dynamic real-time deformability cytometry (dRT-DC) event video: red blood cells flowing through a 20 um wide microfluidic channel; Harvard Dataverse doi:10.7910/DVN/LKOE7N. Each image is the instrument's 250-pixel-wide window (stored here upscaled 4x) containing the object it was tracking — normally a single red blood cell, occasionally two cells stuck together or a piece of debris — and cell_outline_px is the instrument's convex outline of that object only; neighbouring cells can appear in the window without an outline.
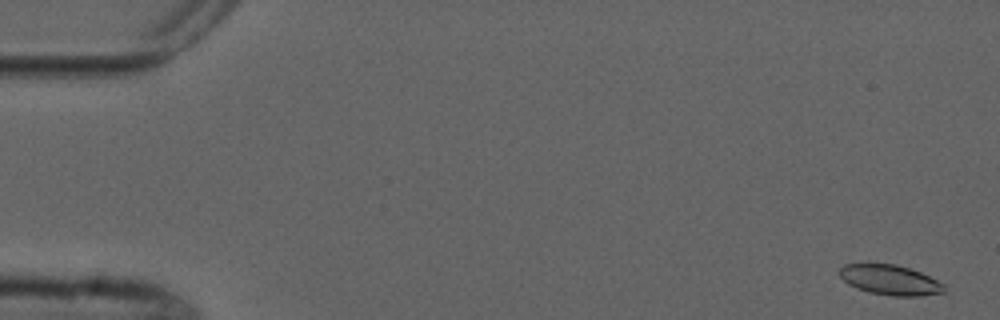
{"species": "common noctule bat (a hibernating species)", "species_latin": "Nyctalus noctula", "temperature_condition": "cold", "stored_images_in_passage": 5, "camera_frame_rate_fps": 3000, "um_per_image_px": 0.085, "animal": {"sex": "male", "forearm_length_mm": 52.5}, "frame": {"image": 1, "passage_image": 1, "time_ms": 0.0, "image_size_px": [1000, 320], "cell_outline_px": [[944, 292], [920, 296], [892, 296], [868, 292], [856, 288], [848, 284], [840, 276], [840, 268], [844, 264], [896, 264], [920, 272], [944, 284]], "centroid_in_image_um": [75.64, 23.8], "position_along_channel_um": 9.4, "area_um2": 18.15}}
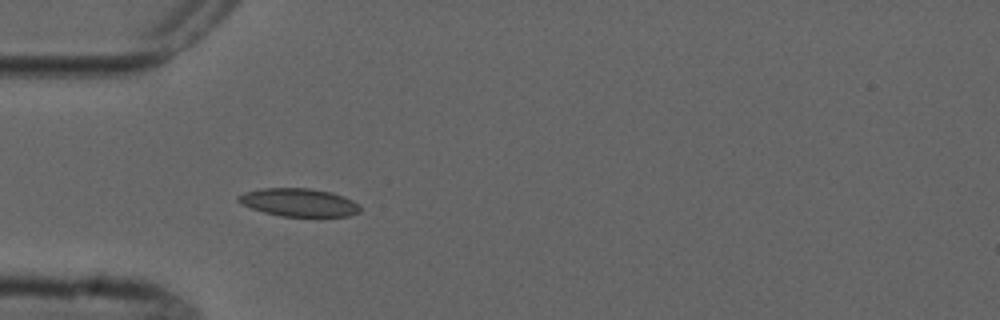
{"frame": {"image": 2, "passage_image": 4, "time_ms": 5.0, "image_size_px": [1000, 320], "cell_outline_px": [[360, 212], [348, 216], [280, 216], [264, 212], [252, 208], [236, 200], [236, 196], [244, 192], [264, 188], [308, 188], [332, 192], [344, 196], [352, 200], [360, 208]], "centroid_in_image_um": [25.39, 17.2], "position_along_channel_um": 59.6, "area_um2": 19.77}}
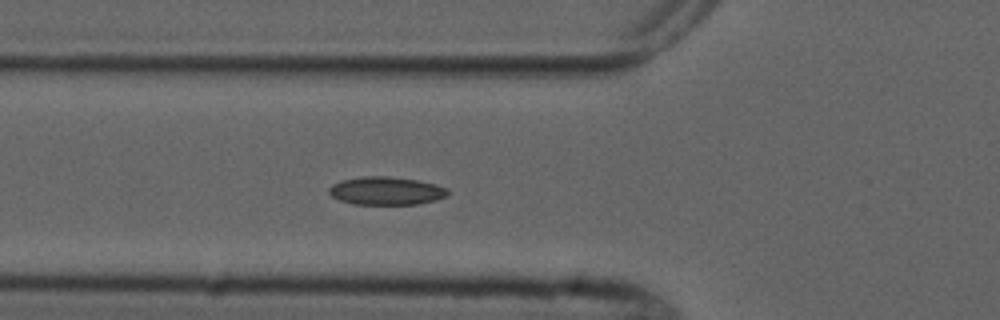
{"frame": {"image": 3, "passage_image": 5, "time_ms": 6.0, "image_size_px": [1000, 320], "cell_outline_px": [[448, 196], [436, 200], [416, 204], [352, 204], [340, 200], [332, 196], [328, 192], [328, 188], [332, 184], [340, 180], [364, 176], [388, 176], [416, 180], [436, 184], [448, 188]], "centroid_in_image_um": [32.82, 16.22], "position_along_channel_um": 93.0, "area_um2": 19.54}}